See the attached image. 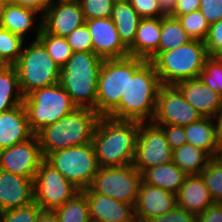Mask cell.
<instances>
[{"instance_id":"27","label":"cell","mask_w":222,"mask_h":222,"mask_svg":"<svg viewBox=\"0 0 222 222\" xmlns=\"http://www.w3.org/2000/svg\"><path fill=\"white\" fill-rule=\"evenodd\" d=\"M116 26L120 40L129 48L135 39L141 17L131 6L130 2L113 4L110 17Z\"/></svg>"},{"instance_id":"21","label":"cell","mask_w":222,"mask_h":222,"mask_svg":"<svg viewBox=\"0 0 222 222\" xmlns=\"http://www.w3.org/2000/svg\"><path fill=\"white\" fill-rule=\"evenodd\" d=\"M33 135L23 104L0 113V150L24 142Z\"/></svg>"},{"instance_id":"32","label":"cell","mask_w":222,"mask_h":222,"mask_svg":"<svg viewBox=\"0 0 222 222\" xmlns=\"http://www.w3.org/2000/svg\"><path fill=\"white\" fill-rule=\"evenodd\" d=\"M54 211L59 222H88L91 219L88 201L83 191L76 193Z\"/></svg>"},{"instance_id":"10","label":"cell","mask_w":222,"mask_h":222,"mask_svg":"<svg viewBox=\"0 0 222 222\" xmlns=\"http://www.w3.org/2000/svg\"><path fill=\"white\" fill-rule=\"evenodd\" d=\"M141 181V173L133 164L100 167L90 187L82 191L111 196L117 201L134 206Z\"/></svg>"},{"instance_id":"29","label":"cell","mask_w":222,"mask_h":222,"mask_svg":"<svg viewBox=\"0 0 222 222\" xmlns=\"http://www.w3.org/2000/svg\"><path fill=\"white\" fill-rule=\"evenodd\" d=\"M23 98L17 71L14 66H8L0 72V113L23 104Z\"/></svg>"},{"instance_id":"40","label":"cell","mask_w":222,"mask_h":222,"mask_svg":"<svg viewBox=\"0 0 222 222\" xmlns=\"http://www.w3.org/2000/svg\"><path fill=\"white\" fill-rule=\"evenodd\" d=\"M204 43L210 57H222V19L210 25Z\"/></svg>"},{"instance_id":"48","label":"cell","mask_w":222,"mask_h":222,"mask_svg":"<svg viewBox=\"0 0 222 222\" xmlns=\"http://www.w3.org/2000/svg\"><path fill=\"white\" fill-rule=\"evenodd\" d=\"M36 222H59L55 211L41 210L36 218Z\"/></svg>"},{"instance_id":"19","label":"cell","mask_w":222,"mask_h":222,"mask_svg":"<svg viewBox=\"0 0 222 222\" xmlns=\"http://www.w3.org/2000/svg\"><path fill=\"white\" fill-rule=\"evenodd\" d=\"M175 86L202 117L216 118L222 106V96L212 91L199 77L181 81Z\"/></svg>"},{"instance_id":"9","label":"cell","mask_w":222,"mask_h":222,"mask_svg":"<svg viewBox=\"0 0 222 222\" xmlns=\"http://www.w3.org/2000/svg\"><path fill=\"white\" fill-rule=\"evenodd\" d=\"M45 161L80 191L90 187L100 168L92 143L52 152Z\"/></svg>"},{"instance_id":"3","label":"cell","mask_w":222,"mask_h":222,"mask_svg":"<svg viewBox=\"0 0 222 222\" xmlns=\"http://www.w3.org/2000/svg\"><path fill=\"white\" fill-rule=\"evenodd\" d=\"M101 116L89 108H76L55 123L36 133L44 157L69 147L92 143L93 133Z\"/></svg>"},{"instance_id":"14","label":"cell","mask_w":222,"mask_h":222,"mask_svg":"<svg viewBox=\"0 0 222 222\" xmlns=\"http://www.w3.org/2000/svg\"><path fill=\"white\" fill-rule=\"evenodd\" d=\"M44 160L36 134L24 142L0 150V169L32 180Z\"/></svg>"},{"instance_id":"26","label":"cell","mask_w":222,"mask_h":222,"mask_svg":"<svg viewBox=\"0 0 222 222\" xmlns=\"http://www.w3.org/2000/svg\"><path fill=\"white\" fill-rule=\"evenodd\" d=\"M39 13L36 9L12 2L7 3L2 15L0 27L9 30L11 33L21 36L33 28L35 18Z\"/></svg>"},{"instance_id":"37","label":"cell","mask_w":222,"mask_h":222,"mask_svg":"<svg viewBox=\"0 0 222 222\" xmlns=\"http://www.w3.org/2000/svg\"><path fill=\"white\" fill-rule=\"evenodd\" d=\"M41 210L34 201L26 206L1 212L0 222H36Z\"/></svg>"},{"instance_id":"5","label":"cell","mask_w":222,"mask_h":222,"mask_svg":"<svg viewBox=\"0 0 222 222\" xmlns=\"http://www.w3.org/2000/svg\"><path fill=\"white\" fill-rule=\"evenodd\" d=\"M209 57L204 41L192 39L180 47L159 53L151 63L161 85H176L197 78Z\"/></svg>"},{"instance_id":"50","label":"cell","mask_w":222,"mask_h":222,"mask_svg":"<svg viewBox=\"0 0 222 222\" xmlns=\"http://www.w3.org/2000/svg\"><path fill=\"white\" fill-rule=\"evenodd\" d=\"M215 120H216V124H217L219 145H220V147H222V106L220 107Z\"/></svg>"},{"instance_id":"33","label":"cell","mask_w":222,"mask_h":222,"mask_svg":"<svg viewBox=\"0 0 222 222\" xmlns=\"http://www.w3.org/2000/svg\"><path fill=\"white\" fill-rule=\"evenodd\" d=\"M25 39L0 27V58L9 66L19 59Z\"/></svg>"},{"instance_id":"15","label":"cell","mask_w":222,"mask_h":222,"mask_svg":"<svg viewBox=\"0 0 222 222\" xmlns=\"http://www.w3.org/2000/svg\"><path fill=\"white\" fill-rule=\"evenodd\" d=\"M41 15V28L55 36L66 37L85 23L79 1L51 0Z\"/></svg>"},{"instance_id":"8","label":"cell","mask_w":222,"mask_h":222,"mask_svg":"<svg viewBox=\"0 0 222 222\" xmlns=\"http://www.w3.org/2000/svg\"><path fill=\"white\" fill-rule=\"evenodd\" d=\"M23 105L34 134L77 108L59 83L31 91L24 96Z\"/></svg>"},{"instance_id":"11","label":"cell","mask_w":222,"mask_h":222,"mask_svg":"<svg viewBox=\"0 0 222 222\" xmlns=\"http://www.w3.org/2000/svg\"><path fill=\"white\" fill-rule=\"evenodd\" d=\"M80 190L45 160L34 178V201L42 210L54 211Z\"/></svg>"},{"instance_id":"17","label":"cell","mask_w":222,"mask_h":222,"mask_svg":"<svg viewBox=\"0 0 222 222\" xmlns=\"http://www.w3.org/2000/svg\"><path fill=\"white\" fill-rule=\"evenodd\" d=\"M176 205L175 194L141 182L134 205L136 222H147L151 218L164 215Z\"/></svg>"},{"instance_id":"34","label":"cell","mask_w":222,"mask_h":222,"mask_svg":"<svg viewBox=\"0 0 222 222\" xmlns=\"http://www.w3.org/2000/svg\"><path fill=\"white\" fill-rule=\"evenodd\" d=\"M171 16L178 18L182 25V28L192 39L201 41H204L206 39L210 24L202 15V12L200 10L185 15Z\"/></svg>"},{"instance_id":"12","label":"cell","mask_w":222,"mask_h":222,"mask_svg":"<svg viewBox=\"0 0 222 222\" xmlns=\"http://www.w3.org/2000/svg\"><path fill=\"white\" fill-rule=\"evenodd\" d=\"M173 150L164 131L153 122H139L133 166L142 173L153 166L172 162Z\"/></svg>"},{"instance_id":"47","label":"cell","mask_w":222,"mask_h":222,"mask_svg":"<svg viewBox=\"0 0 222 222\" xmlns=\"http://www.w3.org/2000/svg\"><path fill=\"white\" fill-rule=\"evenodd\" d=\"M12 2L36 9L43 13L50 5V0H11Z\"/></svg>"},{"instance_id":"28","label":"cell","mask_w":222,"mask_h":222,"mask_svg":"<svg viewBox=\"0 0 222 222\" xmlns=\"http://www.w3.org/2000/svg\"><path fill=\"white\" fill-rule=\"evenodd\" d=\"M212 158L203 150L186 143L173 150L172 161L186 174L198 175Z\"/></svg>"},{"instance_id":"31","label":"cell","mask_w":222,"mask_h":222,"mask_svg":"<svg viewBox=\"0 0 222 222\" xmlns=\"http://www.w3.org/2000/svg\"><path fill=\"white\" fill-rule=\"evenodd\" d=\"M38 27L36 26V37L46 48L49 55L55 61V63L62 68L69 58L73 55V50L70 45L67 43L65 37L55 36L49 33H46L41 28V18L38 21Z\"/></svg>"},{"instance_id":"46","label":"cell","mask_w":222,"mask_h":222,"mask_svg":"<svg viewBox=\"0 0 222 222\" xmlns=\"http://www.w3.org/2000/svg\"><path fill=\"white\" fill-rule=\"evenodd\" d=\"M200 10V0H177L172 15H185Z\"/></svg>"},{"instance_id":"2","label":"cell","mask_w":222,"mask_h":222,"mask_svg":"<svg viewBox=\"0 0 222 222\" xmlns=\"http://www.w3.org/2000/svg\"><path fill=\"white\" fill-rule=\"evenodd\" d=\"M161 86L154 65L147 61L135 74H128V86L119 105L107 116L115 120L151 122Z\"/></svg>"},{"instance_id":"54","label":"cell","mask_w":222,"mask_h":222,"mask_svg":"<svg viewBox=\"0 0 222 222\" xmlns=\"http://www.w3.org/2000/svg\"><path fill=\"white\" fill-rule=\"evenodd\" d=\"M131 0H112L113 4H117V3H127L130 2Z\"/></svg>"},{"instance_id":"36","label":"cell","mask_w":222,"mask_h":222,"mask_svg":"<svg viewBox=\"0 0 222 222\" xmlns=\"http://www.w3.org/2000/svg\"><path fill=\"white\" fill-rule=\"evenodd\" d=\"M198 77L212 91L222 96V57H209Z\"/></svg>"},{"instance_id":"35","label":"cell","mask_w":222,"mask_h":222,"mask_svg":"<svg viewBox=\"0 0 222 222\" xmlns=\"http://www.w3.org/2000/svg\"><path fill=\"white\" fill-rule=\"evenodd\" d=\"M201 176L214 203H222V166L212 158L202 170Z\"/></svg>"},{"instance_id":"51","label":"cell","mask_w":222,"mask_h":222,"mask_svg":"<svg viewBox=\"0 0 222 222\" xmlns=\"http://www.w3.org/2000/svg\"><path fill=\"white\" fill-rule=\"evenodd\" d=\"M9 1L10 0H0V24H1L3 12H4L5 7Z\"/></svg>"},{"instance_id":"49","label":"cell","mask_w":222,"mask_h":222,"mask_svg":"<svg viewBox=\"0 0 222 222\" xmlns=\"http://www.w3.org/2000/svg\"><path fill=\"white\" fill-rule=\"evenodd\" d=\"M177 0H158L162 13L165 16L172 15L176 7Z\"/></svg>"},{"instance_id":"4","label":"cell","mask_w":222,"mask_h":222,"mask_svg":"<svg viewBox=\"0 0 222 222\" xmlns=\"http://www.w3.org/2000/svg\"><path fill=\"white\" fill-rule=\"evenodd\" d=\"M103 60L93 52H74L61 68L59 84L77 108L96 112L97 83Z\"/></svg>"},{"instance_id":"18","label":"cell","mask_w":222,"mask_h":222,"mask_svg":"<svg viewBox=\"0 0 222 222\" xmlns=\"http://www.w3.org/2000/svg\"><path fill=\"white\" fill-rule=\"evenodd\" d=\"M34 202V180L0 169V211Z\"/></svg>"},{"instance_id":"25","label":"cell","mask_w":222,"mask_h":222,"mask_svg":"<svg viewBox=\"0 0 222 222\" xmlns=\"http://www.w3.org/2000/svg\"><path fill=\"white\" fill-rule=\"evenodd\" d=\"M186 177L187 175L172 161L145 169L141 173V182L177 195Z\"/></svg>"},{"instance_id":"43","label":"cell","mask_w":222,"mask_h":222,"mask_svg":"<svg viewBox=\"0 0 222 222\" xmlns=\"http://www.w3.org/2000/svg\"><path fill=\"white\" fill-rule=\"evenodd\" d=\"M200 11L211 25L222 19V0H200Z\"/></svg>"},{"instance_id":"38","label":"cell","mask_w":222,"mask_h":222,"mask_svg":"<svg viewBox=\"0 0 222 222\" xmlns=\"http://www.w3.org/2000/svg\"><path fill=\"white\" fill-rule=\"evenodd\" d=\"M84 19L108 18L112 15V0H78Z\"/></svg>"},{"instance_id":"41","label":"cell","mask_w":222,"mask_h":222,"mask_svg":"<svg viewBox=\"0 0 222 222\" xmlns=\"http://www.w3.org/2000/svg\"><path fill=\"white\" fill-rule=\"evenodd\" d=\"M131 6L141 18H162V13L158 0H131Z\"/></svg>"},{"instance_id":"55","label":"cell","mask_w":222,"mask_h":222,"mask_svg":"<svg viewBox=\"0 0 222 222\" xmlns=\"http://www.w3.org/2000/svg\"><path fill=\"white\" fill-rule=\"evenodd\" d=\"M88 222H104V221H101V220H94V219H90Z\"/></svg>"},{"instance_id":"24","label":"cell","mask_w":222,"mask_h":222,"mask_svg":"<svg viewBox=\"0 0 222 222\" xmlns=\"http://www.w3.org/2000/svg\"><path fill=\"white\" fill-rule=\"evenodd\" d=\"M184 131L187 143L205 151L211 158H214L221 148L214 118L202 117L190 125L184 126Z\"/></svg>"},{"instance_id":"52","label":"cell","mask_w":222,"mask_h":222,"mask_svg":"<svg viewBox=\"0 0 222 222\" xmlns=\"http://www.w3.org/2000/svg\"><path fill=\"white\" fill-rule=\"evenodd\" d=\"M214 159L222 166V147L217 151Z\"/></svg>"},{"instance_id":"23","label":"cell","mask_w":222,"mask_h":222,"mask_svg":"<svg viewBox=\"0 0 222 222\" xmlns=\"http://www.w3.org/2000/svg\"><path fill=\"white\" fill-rule=\"evenodd\" d=\"M161 29L162 18H142L128 48L129 56L148 61L158 51Z\"/></svg>"},{"instance_id":"7","label":"cell","mask_w":222,"mask_h":222,"mask_svg":"<svg viewBox=\"0 0 222 222\" xmlns=\"http://www.w3.org/2000/svg\"><path fill=\"white\" fill-rule=\"evenodd\" d=\"M13 66L23 96L35 89L59 83L61 68L38 39H34L28 47L23 46L22 53Z\"/></svg>"},{"instance_id":"42","label":"cell","mask_w":222,"mask_h":222,"mask_svg":"<svg viewBox=\"0 0 222 222\" xmlns=\"http://www.w3.org/2000/svg\"><path fill=\"white\" fill-rule=\"evenodd\" d=\"M147 222H196V215L176 205L166 214L151 218Z\"/></svg>"},{"instance_id":"13","label":"cell","mask_w":222,"mask_h":222,"mask_svg":"<svg viewBox=\"0 0 222 222\" xmlns=\"http://www.w3.org/2000/svg\"><path fill=\"white\" fill-rule=\"evenodd\" d=\"M202 118L175 85H161L156 100L153 122L156 125L187 126Z\"/></svg>"},{"instance_id":"30","label":"cell","mask_w":222,"mask_h":222,"mask_svg":"<svg viewBox=\"0 0 222 222\" xmlns=\"http://www.w3.org/2000/svg\"><path fill=\"white\" fill-rule=\"evenodd\" d=\"M178 18L171 15L162 17V29L158 51L148 60L151 62L159 53L175 49L191 41Z\"/></svg>"},{"instance_id":"20","label":"cell","mask_w":222,"mask_h":222,"mask_svg":"<svg viewBox=\"0 0 222 222\" xmlns=\"http://www.w3.org/2000/svg\"><path fill=\"white\" fill-rule=\"evenodd\" d=\"M85 195L92 219L104 222H136L133 205L98 193H85Z\"/></svg>"},{"instance_id":"16","label":"cell","mask_w":222,"mask_h":222,"mask_svg":"<svg viewBox=\"0 0 222 222\" xmlns=\"http://www.w3.org/2000/svg\"><path fill=\"white\" fill-rule=\"evenodd\" d=\"M92 38L93 53L102 59H121L129 56L110 17L85 21Z\"/></svg>"},{"instance_id":"44","label":"cell","mask_w":222,"mask_h":222,"mask_svg":"<svg viewBox=\"0 0 222 222\" xmlns=\"http://www.w3.org/2000/svg\"><path fill=\"white\" fill-rule=\"evenodd\" d=\"M162 128L165 133L167 142L172 150L179 148L187 143L183 126L177 125H157Z\"/></svg>"},{"instance_id":"22","label":"cell","mask_w":222,"mask_h":222,"mask_svg":"<svg viewBox=\"0 0 222 222\" xmlns=\"http://www.w3.org/2000/svg\"><path fill=\"white\" fill-rule=\"evenodd\" d=\"M177 205L196 216L214 204L201 174L187 175L176 195Z\"/></svg>"},{"instance_id":"53","label":"cell","mask_w":222,"mask_h":222,"mask_svg":"<svg viewBox=\"0 0 222 222\" xmlns=\"http://www.w3.org/2000/svg\"><path fill=\"white\" fill-rule=\"evenodd\" d=\"M9 65L6 64L1 58H0V72H2L5 68H7Z\"/></svg>"},{"instance_id":"39","label":"cell","mask_w":222,"mask_h":222,"mask_svg":"<svg viewBox=\"0 0 222 222\" xmlns=\"http://www.w3.org/2000/svg\"><path fill=\"white\" fill-rule=\"evenodd\" d=\"M65 38L73 52H93L92 38L85 23Z\"/></svg>"},{"instance_id":"6","label":"cell","mask_w":222,"mask_h":222,"mask_svg":"<svg viewBox=\"0 0 222 222\" xmlns=\"http://www.w3.org/2000/svg\"><path fill=\"white\" fill-rule=\"evenodd\" d=\"M147 61L128 56L104 59L97 83L96 112L107 117L120 103L128 86V74H135Z\"/></svg>"},{"instance_id":"45","label":"cell","mask_w":222,"mask_h":222,"mask_svg":"<svg viewBox=\"0 0 222 222\" xmlns=\"http://www.w3.org/2000/svg\"><path fill=\"white\" fill-rule=\"evenodd\" d=\"M196 222H222V203L208 206L201 214L196 216Z\"/></svg>"},{"instance_id":"1","label":"cell","mask_w":222,"mask_h":222,"mask_svg":"<svg viewBox=\"0 0 222 222\" xmlns=\"http://www.w3.org/2000/svg\"><path fill=\"white\" fill-rule=\"evenodd\" d=\"M138 130V121L100 117L92 139L99 166L133 164Z\"/></svg>"}]
</instances>
